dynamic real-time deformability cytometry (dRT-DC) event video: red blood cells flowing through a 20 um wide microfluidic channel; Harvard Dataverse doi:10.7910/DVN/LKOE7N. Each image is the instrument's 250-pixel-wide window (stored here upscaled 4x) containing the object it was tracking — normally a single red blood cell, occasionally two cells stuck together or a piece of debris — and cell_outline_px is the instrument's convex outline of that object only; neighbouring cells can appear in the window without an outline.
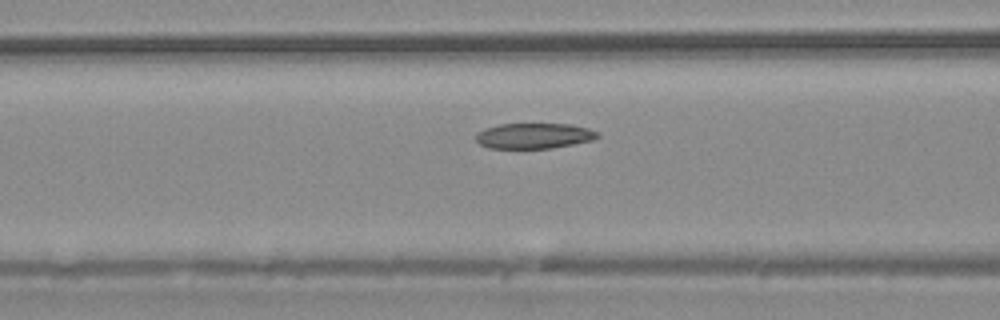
{"species": "common noctule bat (a hibernating species)", "species_latin": "Nyctalus noctula", "temperature_condition": "warm", "stored_images_in_passage": 52, "camera_frame_rate_fps": 3000, "um_per_image_px": 0.085, "animal": {"sex": "male", "body_mass_g": 20.4}, "frame": {"image": 1, "passage_image": 20, "time_ms": 6.333, "image_size_px": [1000, 320], "cell_outline_px": [[600, 136], [592, 140], [552, 148], [488, 148], [480, 144], [476, 140], [476, 132], [484, 128], [500, 124], [572, 124], [588, 128], [596, 132]], "centroid_in_image_um": [45.36, 11.54], "position_along_channel_um": 121.2, "area_um2": 18.03}}
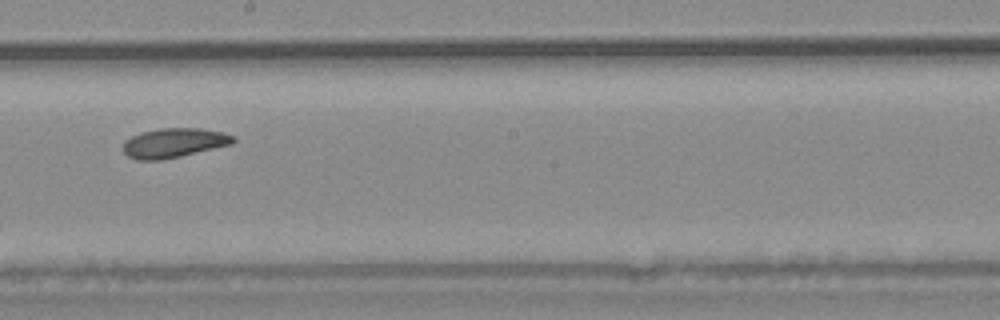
{"frame": {"image": 2, "passage_image": 29, "time_ms": 9.333, "image_size_px": [1000, 320], "cell_outline_px": [[236, 140], [232, 144], [180, 156], [160, 160], [136, 160], [128, 156], [124, 152], [124, 140], [140, 132], [160, 128], [200, 128], [224, 132], [236, 136]], "centroid_in_image_um": [14.8, 12.13], "position_along_channel_um": 233.4, "area_um2": 18.96}}
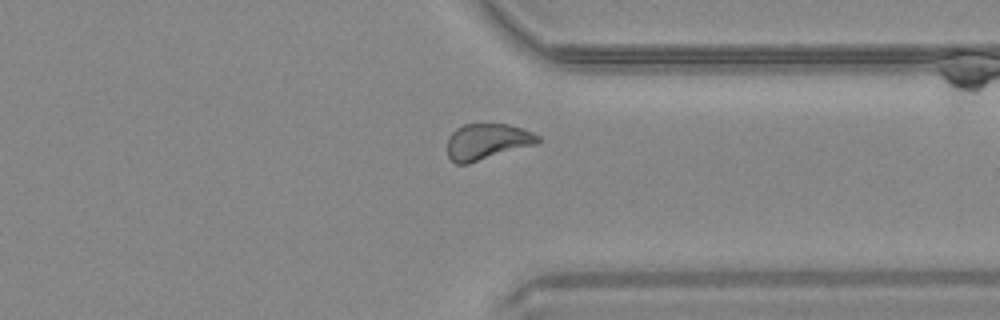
{"frame": {"image": 3, "passage_image": 40, "time_ms": 13.0, "image_size_px": [1000, 320], "cell_outline_px": [[544, 140], [536, 144], [468, 164], [456, 164], [448, 156], [448, 136], [456, 128], [464, 124], [508, 124], [532, 132], [540, 136]], "centroid_in_image_um": [41.42, 12.04], "position_along_channel_um": 370.0, "area_um2": 19.07}}